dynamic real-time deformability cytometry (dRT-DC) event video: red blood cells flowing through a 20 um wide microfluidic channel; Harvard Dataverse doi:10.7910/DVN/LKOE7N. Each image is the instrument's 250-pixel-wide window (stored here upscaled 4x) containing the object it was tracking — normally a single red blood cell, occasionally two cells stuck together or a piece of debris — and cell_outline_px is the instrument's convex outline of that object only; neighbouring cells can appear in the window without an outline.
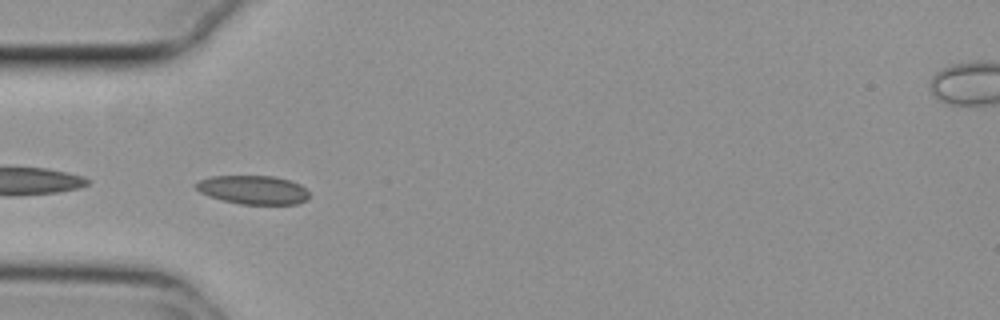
{"species": "common noctule bat (a hibernating species)", "species_latin": "Nyctalus noctula", "temperature_condition": "cold", "stored_images_in_passage": 39, "camera_frame_rate_fps": 3000, "um_per_image_px": 0.085, "animal": {"sex": "female", "body_mass_g": 29.2, "forearm_length_mm": 56.3}, "frame": {"image": 1, "passage_image": 1, "time_ms": 0.0, "image_size_px": [1000, 320], "cell_outline_px": [[308, 200], [296, 204], [240, 204], [208, 196], [200, 192], [192, 184], [200, 180], [212, 176], [272, 176], [292, 180], [300, 184], [308, 192]], "centroid_in_image_um": [21.52, 16.13], "position_along_channel_um": 63.5, "area_um2": 19.02}, "authors_computed_cell_mechanics": {"area_um2": 18.3804, "velocity_mm_per_s": 3.701, "shape_relaxation_time_tau1_ms": null, "shape_relaxation_time_tau2_ms": 2.1399, "deformation_change_tau1": null, "deformation_change_tau2": 0.0651}}